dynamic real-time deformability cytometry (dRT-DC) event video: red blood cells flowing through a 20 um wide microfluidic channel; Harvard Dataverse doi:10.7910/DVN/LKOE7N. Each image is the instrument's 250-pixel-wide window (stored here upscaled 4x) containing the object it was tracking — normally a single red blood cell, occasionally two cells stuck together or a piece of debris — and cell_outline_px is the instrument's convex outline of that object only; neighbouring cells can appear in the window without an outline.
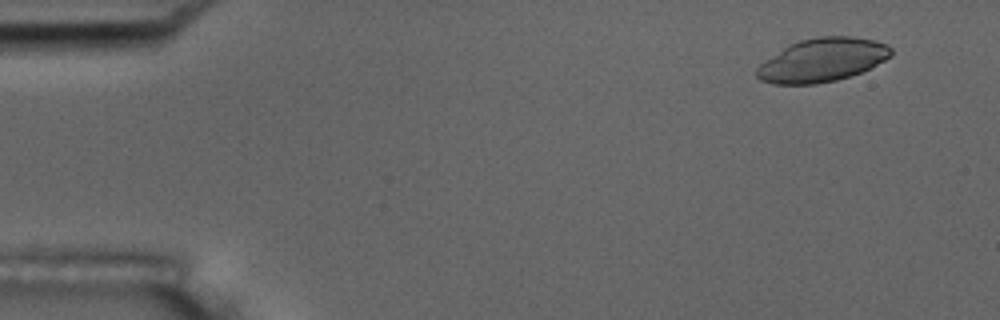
{"species": "common noctule bat (a hibernating species)", "species_latin": "Nyctalus noctula", "temperature_condition": "room temperature", "stored_images_in_passage": 4, "camera_frame_rate_fps": 3000, "um_per_image_px": 0.085, "animal": {"sex": "male", "body_mass_g": 17.5, "forearm_length_mm": 52.3}, "frame": {"image": 1, "passage_image": 1, "time_ms": 0.0, "image_size_px": [1000, 320], "cell_outline_px": [[892, 56], [872, 68], [836, 80], [816, 84], [772, 84], [760, 80], [756, 76], [756, 68], [760, 64], [788, 44], [800, 40], [820, 36], [852, 36], [872, 40], [888, 44], [892, 48]], "centroid_in_image_um": [69.9, 5.1], "position_along_channel_um": 15.1, "area_um2": 34.16}}